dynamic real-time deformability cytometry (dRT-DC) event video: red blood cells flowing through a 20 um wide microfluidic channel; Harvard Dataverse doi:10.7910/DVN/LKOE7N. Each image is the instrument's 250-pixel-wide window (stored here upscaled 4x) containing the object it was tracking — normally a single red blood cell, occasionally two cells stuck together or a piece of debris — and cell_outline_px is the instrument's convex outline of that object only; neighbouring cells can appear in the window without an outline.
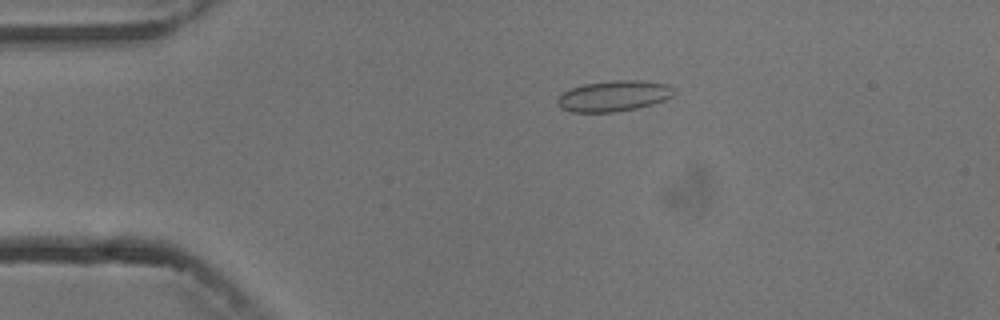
{"species": "common noctule bat (a hibernating species)", "species_latin": "Nyctalus noctula", "temperature_condition": "cold", "stored_images_in_passage": 6, "camera_frame_rate_fps": 3000, "um_per_image_px": 0.085, "animal": {"sex": "male", "body_mass_g": 13.3}, "frame": {"image": 1, "passage_image": 3, "time_ms": 3.333, "image_size_px": [1000, 320], "cell_outline_px": [[676, 92], [672, 96], [664, 100], [652, 104], [636, 108], [616, 112], [572, 112], [560, 108], [556, 104], [556, 100], [564, 92], [572, 88], [584, 84], [612, 80], [640, 80], [668, 84], [676, 88]], "centroid_in_image_um": [52.19, 8.15], "position_along_channel_um": 32.8, "area_um2": 21.04}}
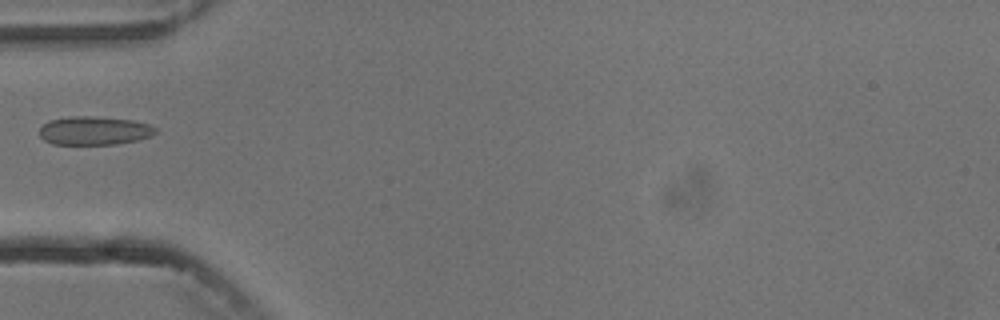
{"frame": {"image": 2, "passage_image": 5, "time_ms": 5.667, "image_size_px": [1000, 320], "cell_outline_px": [[156, 132], [152, 136], [136, 140], [116, 144], [52, 144], [44, 140], [40, 136], [40, 128], [48, 120], [68, 116], [100, 116], [132, 120], [152, 124], [156, 128]], "centroid_in_image_um": [8.02, 11.09], "position_along_channel_um": 77.0, "area_um2": 19.54}}
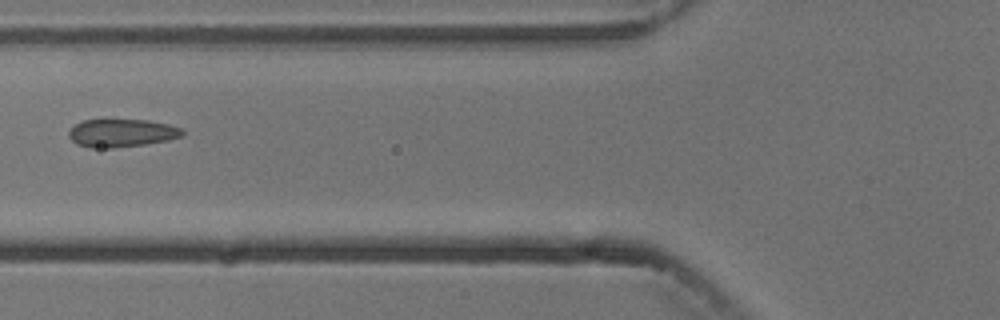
{"frame": {"image": 3, "passage_image": 6, "time_ms": 6.667, "image_size_px": [1000, 320], "cell_outline_px": [[184, 136], [168, 140], [144, 144], [112, 148], [92, 148], [76, 144], [68, 136], [68, 132], [80, 120], [148, 120], [168, 124], [184, 128]], "centroid_in_image_um": [10.36, 11.31], "position_along_channel_um": 115.4, "area_um2": 18.61}}